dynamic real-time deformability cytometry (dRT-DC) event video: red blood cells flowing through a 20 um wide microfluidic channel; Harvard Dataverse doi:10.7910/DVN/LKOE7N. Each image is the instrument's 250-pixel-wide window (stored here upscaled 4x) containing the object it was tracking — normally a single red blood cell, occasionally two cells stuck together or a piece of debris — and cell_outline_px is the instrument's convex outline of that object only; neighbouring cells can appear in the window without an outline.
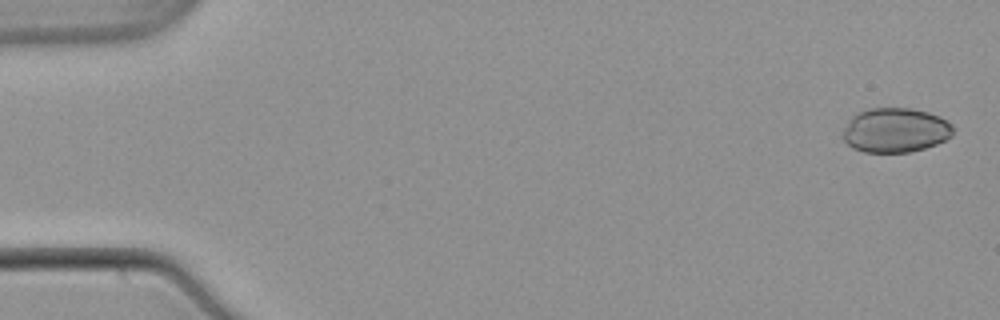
{"species": "common noctule bat (a hibernating species)", "species_latin": "Nyctalus noctula", "temperature_condition": "warm", "stored_images_in_passage": 53, "camera_frame_rate_fps": 3000, "um_per_image_px": 0.085, "animal": {"sex": "male", "body_mass_g": 21.5, "forearm_length_mm": 52.0}, "frame": {"image": 1, "passage_image": 2, "time_ms": 0.333, "image_size_px": [1000, 320], "cell_outline_px": [[952, 136], [936, 144], [924, 148], [908, 152], [864, 152], [852, 148], [844, 140], [844, 128], [848, 120], [852, 116], [868, 108], [912, 108], [928, 112], [940, 116], [948, 120], [952, 124]], "centroid_in_image_um": [76.12, 11.06], "position_along_channel_um": 8.9, "area_um2": 28.61}}
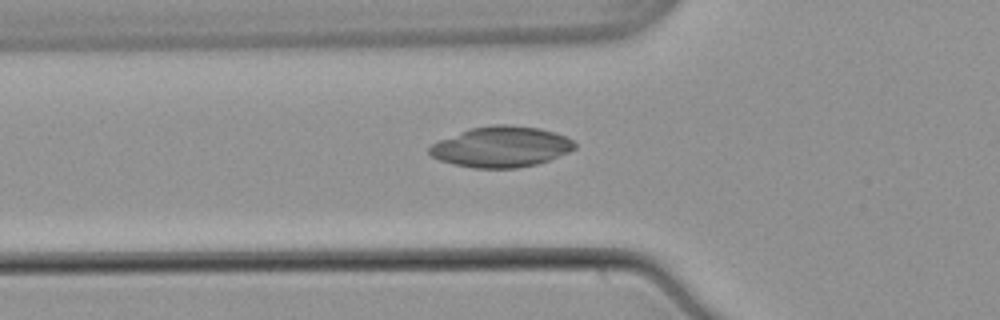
{"frame": {"image": 2, "passage_image": 19, "time_ms": 6.0, "image_size_px": [1000, 320], "cell_outline_px": [[576, 148], [568, 152], [548, 160], [536, 164], [516, 168], [472, 168], [452, 164], [440, 160], [432, 156], [428, 152], [428, 148], [432, 144], [440, 140], [468, 128], [492, 124], [508, 124], [540, 128], [556, 132], [572, 140], [576, 144]], "centroid_in_image_um": [42.58, 12.47], "position_along_channel_um": 83.2, "area_um2": 34.56}}
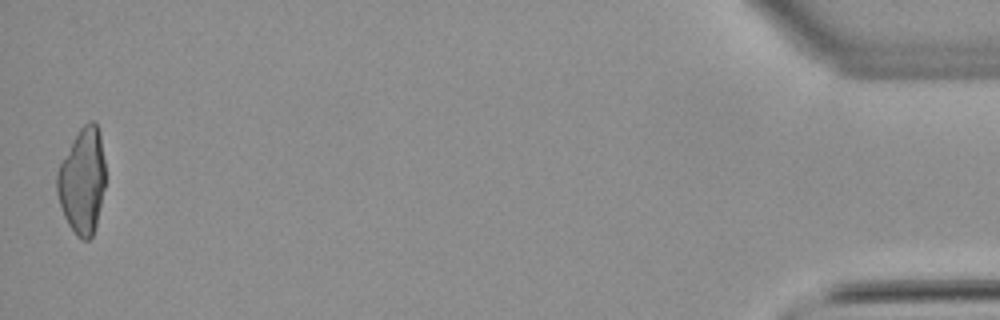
{"frame": {"image": 3, "passage_image": 53, "time_ms": 17.333, "image_size_px": [1000, 320], "cell_outline_px": [[104, 188], [96, 224], [92, 236], [88, 240], [80, 240], [76, 236], [68, 224], [64, 216], [56, 192], [56, 172], [60, 164], [80, 128], [88, 120], [92, 120], [96, 124], [100, 132], [104, 160]], "centroid_in_image_um": [6.99, 15.39], "position_along_channel_um": 428.2, "area_um2": 29.59}}